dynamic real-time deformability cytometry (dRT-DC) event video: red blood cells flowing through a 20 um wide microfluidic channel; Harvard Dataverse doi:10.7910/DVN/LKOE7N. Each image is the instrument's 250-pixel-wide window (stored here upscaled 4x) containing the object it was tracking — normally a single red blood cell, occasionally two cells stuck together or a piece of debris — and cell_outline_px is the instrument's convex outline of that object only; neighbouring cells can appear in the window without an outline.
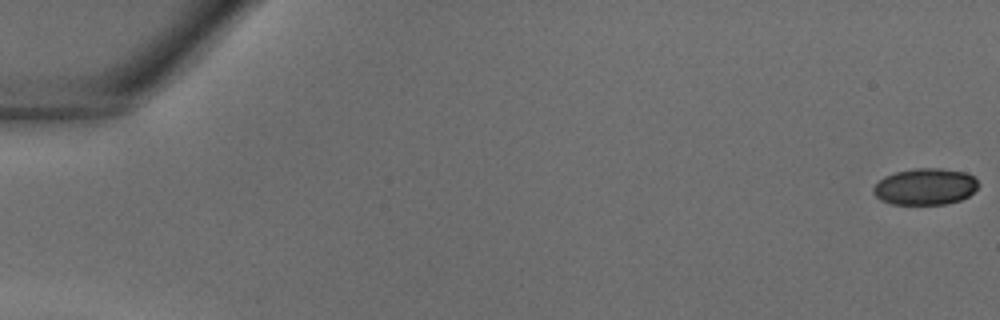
{"species": "common noctule bat (a hibernating species)", "species_latin": "Nyctalus noctula", "temperature_condition": "warm", "stored_images_in_passage": 4, "camera_frame_rate_fps": 3000, "um_per_image_px": 0.085, "animal": {"sex": "male", "body_mass_g": 18.8}, "frame": {"image": 1, "passage_image": 1, "time_ms": 0.0, "image_size_px": [1000, 320], "cell_outline_px": [[980, 184], [968, 196], [960, 200], [944, 204], [892, 204], [880, 200], [872, 192], [872, 188], [884, 176], [896, 172], [916, 168], [940, 168], [964, 172], [972, 176]], "centroid_in_image_um": [78.62, 15.86], "position_along_channel_um": 6.4, "area_um2": 22.25}}